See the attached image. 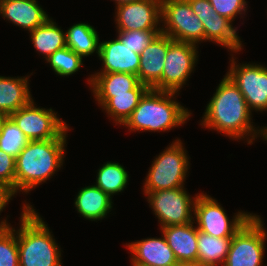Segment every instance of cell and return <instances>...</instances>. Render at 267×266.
I'll use <instances>...</instances> for the list:
<instances>
[{
  "mask_svg": "<svg viewBox=\"0 0 267 266\" xmlns=\"http://www.w3.org/2000/svg\"><path fill=\"white\" fill-rule=\"evenodd\" d=\"M116 2V5H120V4H123V3H129V2H137V1H141V0H113Z\"/></svg>",
  "mask_w": 267,
  "mask_h": 266,
  "instance_id": "cell-37",
  "label": "cell"
},
{
  "mask_svg": "<svg viewBox=\"0 0 267 266\" xmlns=\"http://www.w3.org/2000/svg\"><path fill=\"white\" fill-rule=\"evenodd\" d=\"M251 113L241 91L226 74L206 106L201 125L233 140L247 139L249 145L259 136L264 140L266 135V127L253 126Z\"/></svg>",
  "mask_w": 267,
  "mask_h": 266,
  "instance_id": "cell-1",
  "label": "cell"
},
{
  "mask_svg": "<svg viewBox=\"0 0 267 266\" xmlns=\"http://www.w3.org/2000/svg\"><path fill=\"white\" fill-rule=\"evenodd\" d=\"M67 133L56 139L28 142L15 158V194H27L63 166Z\"/></svg>",
  "mask_w": 267,
  "mask_h": 266,
  "instance_id": "cell-2",
  "label": "cell"
},
{
  "mask_svg": "<svg viewBox=\"0 0 267 266\" xmlns=\"http://www.w3.org/2000/svg\"><path fill=\"white\" fill-rule=\"evenodd\" d=\"M0 266H19L17 230L12 226L0 229Z\"/></svg>",
  "mask_w": 267,
  "mask_h": 266,
  "instance_id": "cell-30",
  "label": "cell"
},
{
  "mask_svg": "<svg viewBox=\"0 0 267 266\" xmlns=\"http://www.w3.org/2000/svg\"><path fill=\"white\" fill-rule=\"evenodd\" d=\"M66 46L82 59L93 53L99 55V36L88 23H77L66 31Z\"/></svg>",
  "mask_w": 267,
  "mask_h": 266,
  "instance_id": "cell-25",
  "label": "cell"
},
{
  "mask_svg": "<svg viewBox=\"0 0 267 266\" xmlns=\"http://www.w3.org/2000/svg\"><path fill=\"white\" fill-rule=\"evenodd\" d=\"M7 117H8V115L0 112V134L2 132V127H3V124L6 121Z\"/></svg>",
  "mask_w": 267,
  "mask_h": 266,
  "instance_id": "cell-35",
  "label": "cell"
},
{
  "mask_svg": "<svg viewBox=\"0 0 267 266\" xmlns=\"http://www.w3.org/2000/svg\"><path fill=\"white\" fill-rule=\"evenodd\" d=\"M115 14L117 31L161 30V0L123 3Z\"/></svg>",
  "mask_w": 267,
  "mask_h": 266,
  "instance_id": "cell-14",
  "label": "cell"
},
{
  "mask_svg": "<svg viewBox=\"0 0 267 266\" xmlns=\"http://www.w3.org/2000/svg\"><path fill=\"white\" fill-rule=\"evenodd\" d=\"M163 238H146L126 244L132 266H175L178 261Z\"/></svg>",
  "mask_w": 267,
  "mask_h": 266,
  "instance_id": "cell-16",
  "label": "cell"
},
{
  "mask_svg": "<svg viewBox=\"0 0 267 266\" xmlns=\"http://www.w3.org/2000/svg\"><path fill=\"white\" fill-rule=\"evenodd\" d=\"M32 100L10 117L30 140H48L61 137L70 130L68 125L57 116L54 110L36 107Z\"/></svg>",
  "mask_w": 267,
  "mask_h": 266,
  "instance_id": "cell-10",
  "label": "cell"
},
{
  "mask_svg": "<svg viewBox=\"0 0 267 266\" xmlns=\"http://www.w3.org/2000/svg\"><path fill=\"white\" fill-rule=\"evenodd\" d=\"M29 141L14 120L8 116L0 134V149L16 158Z\"/></svg>",
  "mask_w": 267,
  "mask_h": 266,
  "instance_id": "cell-28",
  "label": "cell"
},
{
  "mask_svg": "<svg viewBox=\"0 0 267 266\" xmlns=\"http://www.w3.org/2000/svg\"><path fill=\"white\" fill-rule=\"evenodd\" d=\"M193 214L197 229L215 237H233L253 215L250 212L238 211L230 221L221 204L203 192L197 195Z\"/></svg>",
  "mask_w": 267,
  "mask_h": 266,
  "instance_id": "cell-8",
  "label": "cell"
},
{
  "mask_svg": "<svg viewBox=\"0 0 267 266\" xmlns=\"http://www.w3.org/2000/svg\"><path fill=\"white\" fill-rule=\"evenodd\" d=\"M188 2L193 13L203 23L204 41L217 43L234 53L241 51L242 41L231 20L218 15L209 0H188Z\"/></svg>",
  "mask_w": 267,
  "mask_h": 266,
  "instance_id": "cell-13",
  "label": "cell"
},
{
  "mask_svg": "<svg viewBox=\"0 0 267 266\" xmlns=\"http://www.w3.org/2000/svg\"><path fill=\"white\" fill-rule=\"evenodd\" d=\"M185 187L148 192L147 201L159 219L160 229L171 225H184L194 222V204L197 198L191 196Z\"/></svg>",
  "mask_w": 267,
  "mask_h": 266,
  "instance_id": "cell-9",
  "label": "cell"
},
{
  "mask_svg": "<svg viewBox=\"0 0 267 266\" xmlns=\"http://www.w3.org/2000/svg\"><path fill=\"white\" fill-rule=\"evenodd\" d=\"M262 221L253 214L234 234L222 266H263L267 232Z\"/></svg>",
  "mask_w": 267,
  "mask_h": 266,
  "instance_id": "cell-6",
  "label": "cell"
},
{
  "mask_svg": "<svg viewBox=\"0 0 267 266\" xmlns=\"http://www.w3.org/2000/svg\"><path fill=\"white\" fill-rule=\"evenodd\" d=\"M96 186L112 198L115 194L124 191L129 175L125 168L115 162H106L98 169Z\"/></svg>",
  "mask_w": 267,
  "mask_h": 266,
  "instance_id": "cell-27",
  "label": "cell"
},
{
  "mask_svg": "<svg viewBox=\"0 0 267 266\" xmlns=\"http://www.w3.org/2000/svg\"><path fill=\"white\" fill-rule=\"evenodd\" d=\"M118 38L124 45H127L137 54L150 44V42L161 33V30H133V31H117Z\"/></svg>",
  "mask_w": 267,
  "mask_h": 266,
  "instance_id": "cell-31",
  "label": "cell"
},
{
  "mask_svg": "<svg viewBox=\"0 0 267 266\" xmlns=\"http://www.w3.org/2000/svg\"><path fill=\"white\" fill-rule=\"evenodd\" d=\"M0 15L29 32L49 19L37 0H0Z\"/></svg>",
  "mask_w": 267,
  "mask_h": 266,
  "instance_id": "cell-19",
  "label": "cell"
},
{
  "mask_svg": "<svg viewBox=\"0 0 267 266\" xmlns=\"http://www.w3.org/2000/svg\"><path fill=\"white\" fill-rule=\"evenodd\" d=\"M232 237H215L197 229V263L204 266L224 264Z\"/></svg>",
  "mask_w": 267,
  "mask_h": 266,
  "instance_id": "cell-23",
  "label": "cell"
},
{
  "mask_svg": "<svg viewBox=\"0 0 267 266\" xmlns=\"http://www.w3.org/2000/svg\"><path fill=\"white\" fill-rule=\"evenodd\" d=\"M180 139H176L152 161L146 176L144 193L185 187L190 164Z\"/></svg>",
  "mask_w": 267,
  "mask_h": 266,
  "instance_id": "cell-5",
  "label": "cell"
},
{
  "mask_svg": "<svg viewBox=\"0 0 267 266\" xmlns=\"http://www.w3.org/2000/svg\"><path fill=\"white\" fill-rule=\"evenodd\" d=\"M36 51L47 59L56 50L66 47V32L52 18L30 32Z\"/></svg>",
  "mask_w": 267,
  "mask_h": 266,
  "instance_id": "cell-24",
  "label": "cell"
},
{
  "mask_svg": "<svg viewBox=\"0 0 267 266\" xmlns=\"http://www.w3.org/2000/svg\"><path fill=\"white\" fill-rule=\"evenodd\" d=\"M98 57L104 66L100 72L96 73L138 74L140 55L124 45L118 37L100 42Z\"/></svg>",
  "mask_w": 267,
  "mask_h": 266,
  "instance_id": "cell-17",
  "label": "cell"
},
{
  "mask_svg": "<svg viewBox=\"0 0 267 266\" xmlns=\"http://www.w3.org/2000/svg\"><path fill=\"white\" fill-rule=\"evenodd\" d=\"M168 50V36L160 33L140 54L138 78L141 84L161 91V76Z\"/></svg>",
  "mask_w": 267,
  "mask_h": 266,
  "instance_id": "cell-15",
  "label": "cell"
},
{
  "mask_svg": "<svg viewBox=\"0 0 267 266\" xmlns=\"http://www.w3.org/2000/svg\"><path fill=\"white\" fill-rule=\"evenodd\" d=\"M29 77L0 76V112L10 116L33 100L29 91Z\"/></svg>",
  "mask_w": 267,
  "mask_h": 266,
  "instance_id": "cell-21",
  "label": "cell"
},
{
  "mask_svg": "<svg viewBox=\"0 0 267 266\" xmlns=\"http://www.w3.org/2000/svg\"><path fill=\"white\" fill-rule=\"evenodd\" d=\"M226 73L241 91L249 109L267 111V67L260 64H237L231 57Z\"/></svg>",
  "mask_w": 267,
  "mask_h": 266,
  "instance_id": "cell-12",
  "label": "cell"
},
{
  "mask_svg": "<svg viewBox=\"0 0 267 266\" xmlns=\"http://www.w3.org/2000/svg\"><path fill=\"white\" fill-rule=\"evenodd\" d=\"M17 229L19 266H62L61 249L48 225L30 204H23Z\"/></svg>",
  "mask_w": 267,
  "mask_h": 266,
  "instance_id": "cell-3",
  "label": "cell"
},
{
  "mask_svg": "<svg viewBox=\"0 0 267 266\" xmlns=\"http://www.w3.org/2000/svg\"><path fill=\"white\" fill-rule=\"evenodd\" d=\"M175 266H204L200 263H186V262H178Z\"/></svg>",
  "mask_w": 267,
  "mask_h": 266,
  "instance_id": "cell-36",
  "label": "cell"
},
{
  "mask_svg": "<svg viewBox=\"0 0 267 266\" xmlns=\"http://www.w3.org/2000/svg\"><path fill=\"white\" fill-rule=\"evenodd\" d=\"M0 185L15 195V157L0 149Z\"/></svg>",
  "mask_w": 267,
  "mask_h": 266,
  "instance_id": "cell-33",
  "label": "cell"
},
{
  "mask_svg": "<svg viewBox=\"0 0 267 266\" xmlns=\"http://www.w3.org/2000/svg\"><path fill=\"white\" fill-rule=\"evenodd\" d=\"M215 12L227 19L234 21L235 17L242 13L245 15L247 2L245 0H209ZM238 14V15H237Z\"/></svg>",
  "mask_w": 267,
  "mask_h": 266,
  "instance_id": "cell-32",
  "label": "cell"
},
{
  "mask_svg": "<svg viewBox=\"0 0 267 266\" xmlns=\"http://www.w3.org/2000/svg\"><path fill=\"white\" fill-rule=\"evenodd\" d=\"M12 193L7 190L5 187L0 185V213L3 211L4 207L8 204L10 200H12ZM7 219H4L0 222V229L10 226V223L8 224Z\"/></svg>",
  "mask_w": 267,
  "mask_h": 266,
  "instance_id": "cell-34",
  "label": "cell"
},
{
  "mask_svg": "<svg viewBox=\"0 0 267 266\" xmlns=\"http://www.w3.org/2000/svg\"><path fill=\"white\" fill-rule=\"evenodd\" d=\"M194 222L161 228L178 262L197 263V227Z\"/></svg>",
  "mask_w": 267,
  "mask_h": 266,
  "instance_id": "cell-20",
  "label": "cell"
},
{
  "mask_svg": "<svg viewBox=\"0 0 267 266\" xmlns=\"http://www.w3.org/2000/svg\"><path fill=\"white\" fill-rule=\"evenodd\" d=\"M149 88L144 84H139L129 94H113L103 106L107 115L115 121V124L122 125L138 106L141 97Z\"/></svg>",
  "mask_w": 267,
  "mask_h": 266,
  "instance_id": "cell-26",
  "label": "cell"
},
{
  "mask_svg": "<svg viewBox=\"0 0 267 266\" xmlns=\"http://www.w3.org/2000/svg\"><path fill=\"white\" fill-rule=\"evenodd\" d=\"M112 198L96 185L86 186L76 195L74 205L82 217L91 221L104 219L113 208Z\"/></svg>",
  "mask_w": 267,
  "mask_h": 266,
  "instance_id": "cell-22",
  "label": "cell"
},
{
  "mask_svg": "<svg viewBox=\"0 0 267 266\" xmlns=\"http://www.w3.org/2000/svg\"><path fill=\"white\" fill-rule=\"evenodd\" d=\"M95 100L102 107L113 94H129L139 84L137 75L131 73H94L87 80Z\"/></svg>",
  "mask_w": 267,
  "mask_h": 266,
  "instance_id": "cell-18",
  "label": "cell"
},
{
  "mask_svg": "<svg viewBox=\"0 0 267 266\" xmlns=\"http://www.w3.org/2000/svg\"><path fill=\"white\" fill-rule=\"evenodd\" d=\"M267 142V126H266V135H265V140Z\"/></svg>",
  "mask_w": 267,
  "mask_h": 266,
  "instance_id": "cell-38",
  "label": "cell"
},
{
  "mask_svg": "<svg viewBox=\"0 0 267 266\" xmlns=\"http://www.w3.org/2000/svg\"><path fill=\"white\" fill-rule=\"evenodd\" d=\"M175 94L149 88L122 125L134 132H162L182 126L192 113L174 99Z\"/></svg>",
  "mask_w": 267,
  "mask_h": 266,
  "instance_id": "cell-4",
  "label": "cell"
},
{
  "mask_svg": "<svg viewBox=\"0 0 267 266\" xmlns=\"http://www.w3.org/2000/svg\"><path fill=\"white\" fill-rule=\"evenodd\" d=\"M161 33L174 41L198 46L204 41V27L188 0H161ZM164 26V27H163Z\"/></svg>",
  "mask_w": 267,
  "mask_h": 266,
  "instance_id": "cell-7",
  "label": "cell"
},
{
  "mask_svg": "<svg viewBox=\"0 0 267 266\" xmlns=\"http://www.w3.org/2000/svg\"><path fill=\"white\" fill-rule=\"evenodd\" d=\"M197 45L174 41L168 37V50L161 76V91L176 92L182 88L198 61Z\"/></svg>",
  "mask_w": 267,
  "mask_h": 266,
  "instance_id": "cell-11",
  "label": "cell"
},
{
  "mask_svg": "<svg viewBox=\"0 0 267 266\" xmlns=\"http://www.w3.org/2000/svg\"><path fill=\"white\" fill-rule=\"evenodd\" d=\"M83 59L67 46L56 50L46 61L50 64L55 74L69 76L77 72L83 65Z\"/></svg>",
  "mask_w": 267,
  "mask_h": 266,
  "instance_id": "cell-29",
  "label": "cell"
}]
</instances>
